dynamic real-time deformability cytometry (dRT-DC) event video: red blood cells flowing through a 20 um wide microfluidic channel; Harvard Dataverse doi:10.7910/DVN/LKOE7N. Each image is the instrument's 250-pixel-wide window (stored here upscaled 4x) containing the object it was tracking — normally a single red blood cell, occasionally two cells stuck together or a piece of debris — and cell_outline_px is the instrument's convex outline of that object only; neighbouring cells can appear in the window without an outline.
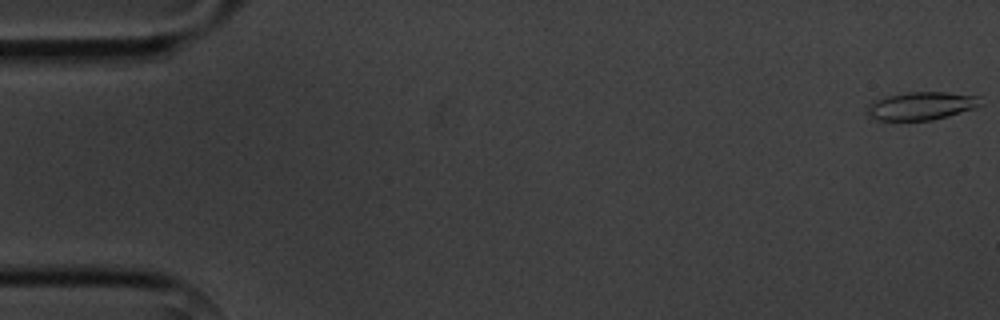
{"species": "common noctule bat (a hibernating species)", "species_latin": "Nyctalus noctula", "temperature_condition": "cold", "stored_images_in_passage": 6, "camera_frame_rate_fps": 3000, "um_per_image_px": 0.085, "animal": {"sex": "male", "body_mass_g": 20.1, "forearm_length_mm": 53.5}, "frame": {"image": 1, "passage_image": 1, "time_ms": 0.0, "image_size_px": [1000, 320], "cell_outline_px": [[984, 104], [976, 108], [948, 116], [932, 120], [876, 120], [868, 112], [868, 104], [872, 100], [888, 96], [908, 92], [944, 92], [980, 96]], "centroid_in_image_um": [78.37, 8.99], "position_along_channel_um": 6.6, "area_um2": 18.55}}